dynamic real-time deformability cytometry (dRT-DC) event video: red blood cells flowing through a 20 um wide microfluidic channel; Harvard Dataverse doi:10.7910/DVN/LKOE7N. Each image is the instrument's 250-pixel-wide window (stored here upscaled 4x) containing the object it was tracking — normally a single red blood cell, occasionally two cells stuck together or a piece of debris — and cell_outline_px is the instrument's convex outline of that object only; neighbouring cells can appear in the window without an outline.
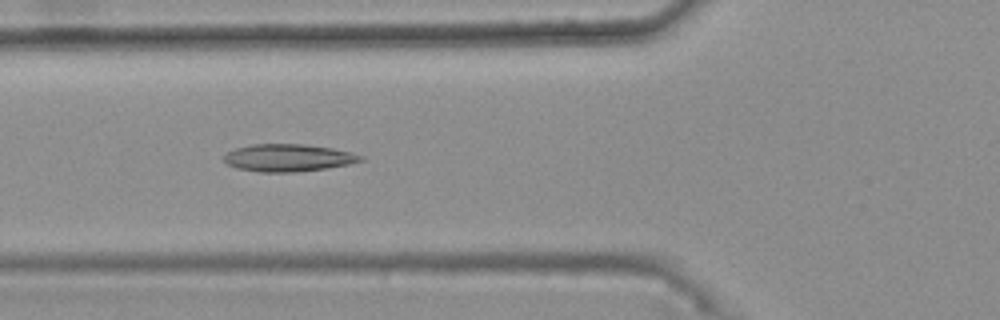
{"species": "common noctule bat (a hibernating species)", "species_latin": "Nyctalus noctula", "temperature_condition": "warm", "stored_images_in_passage": 43, "camera_frame_rate_fps": 3000, "um_per_image_px": 0.085, "animal": {"sex": "female", "body_mass_g": 25.1}, "frame": {"image": 1, "passage_image": 16, "time_ms": 5.0, "image_size_px": [1000, 320], "cell_outline_px": [[364, 160], [348, 164], [324, 168], [292, 172], [260, 172], [236, 168], [228, 164], [224, 160], [224, 156], [228, 152], [236, 148], [252, 144], [304, 144], [332, 148], [364, 156]], "centroid_in_image_um": [24.48, 13.41], "position_along_channel_um": 101.3, "area_um2": 21.56}}
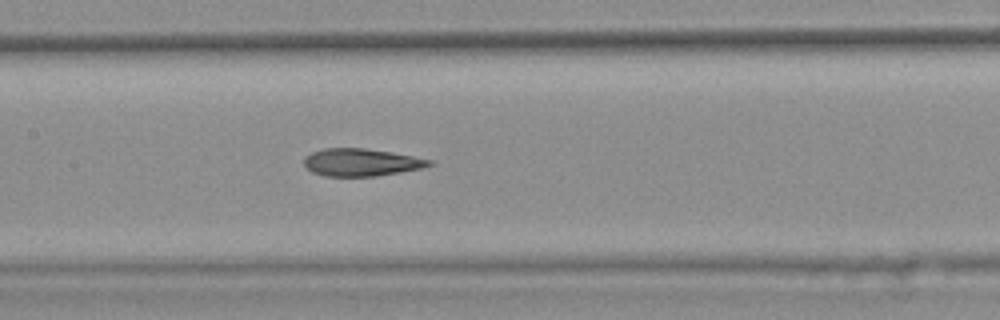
{"frame": {"image": 2, "passage_image": 22, "time_ms": 7.0, "image_size_px": [1000, 320], "cell_outline_px": [[436, 164], [420, 168], [400, 172], [376, 176], [324, 176], [312, 172], [304, 164], [304, 156], [312, 152], [324, 148], [364, 148], [392, 152], [432, 160]], "centroid_in_image_um": [30.7, 13.79], "position_along_channel_um": 176.7, "area_um2": 20.06}}
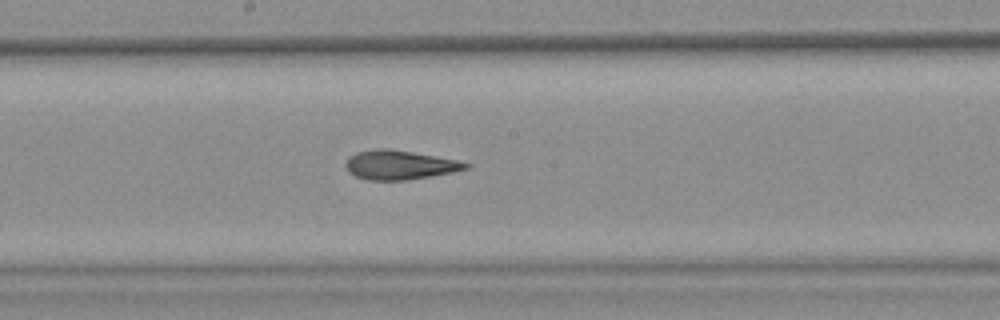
{"frame": {"image": 3, "passage_image": 25, "time_ms": 8.0, "image_size_px": [1000, 320], "cell_outline_px": [[472, 164], [468, 168], [452, 172], [408, 180], [368, 180], [356, 176], [348, 172], [344, 164], [356, 152], [384, 148], [388, 148], [412, 152], [456, 160]], "centroid_in_image_um": [33.96, 14.03], "position_along_channel_um": 214.2, "area_um2": 20.11}, "authors_computed_cell_mechanics": {"area_um2": 20.8658, "velocity_mm_per_s": 3.7612, "shape_relaxation_time_tau1_ms": null, "shape_relaxation_time_tau2_ms": 3.2543, "deformation_change_tau1": null, "deformation_change_tau2": 0.1184}}